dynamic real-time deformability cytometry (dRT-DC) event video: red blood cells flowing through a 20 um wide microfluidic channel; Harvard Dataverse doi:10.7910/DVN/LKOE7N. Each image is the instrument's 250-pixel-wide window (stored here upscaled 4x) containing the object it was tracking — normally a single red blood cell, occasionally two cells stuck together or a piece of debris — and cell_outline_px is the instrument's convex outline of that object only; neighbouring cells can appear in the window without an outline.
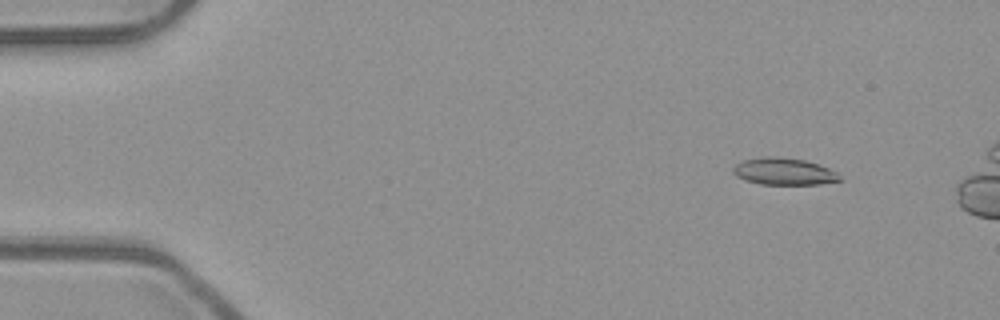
{"species": "common noctule bat (a hibernating species)", "species_latin": "Nyctalus noctula", "temperature_condition": "room temperature", "stored_images_in_passage": 17, "camera_frame_rate_fps": 3000, "um_per_image_px": 0.085, "animal": {"sex": "male", "body_mass_g": 23.1, "forearm_length_mm": 52.7}, "frame": {"image": 1, "passage_image": 6, "time_ms": 1.667, "image_size_px": [1000, 320], "cell_outline_px": [[844, 180], [820, 184], [760, 184], [744, 180], [736, 176], [732, 172], [732, 168], [736, 164], [744, 160], [764, 156], [776, 156], [804, 160], [828, 168], [836, 172]], "centroid_in_image_um": [66.61, 14.58], "position_along_channel_um": 18.4, "area_um2": 16.76}}